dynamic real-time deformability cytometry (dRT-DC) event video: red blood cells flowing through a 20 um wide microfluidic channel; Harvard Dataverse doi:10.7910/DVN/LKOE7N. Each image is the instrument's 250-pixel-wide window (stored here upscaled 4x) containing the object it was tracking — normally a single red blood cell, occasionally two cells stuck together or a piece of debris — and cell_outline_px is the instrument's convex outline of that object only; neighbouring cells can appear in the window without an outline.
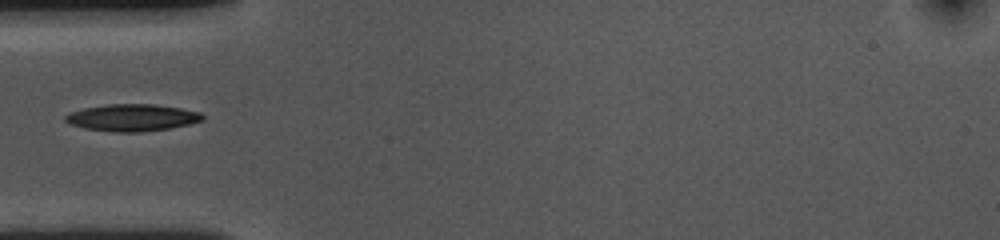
{"species": "common noctule bat (a hibernating species)", "species_latin": "Nyctalus noctula", "temperature_condition": "cold", "stored_images_in_passage": 39, "camera_frame_rate_fps": 3000, "um_per_image_px": 0.085, "animal": {"sex": "female", "body_mass_g": 10.0, "forearm_length_mm": 53.1}, "frame": {"image": 1, "passage_image": 1, "time_ms": 0.0, "image_size_px": [1000, 240], "cell_outline_px": [[204, 120], [188, 124], [168, 128], [140, 132], [116, 132], [84, 128], [68, 124], [64, 120], [64, 116], [72, 112], [84, 108], [108, 104], [156, 104], [180, 108], [200, 112], [204, 116]], "centroid_in_image_um": [11.22, 9.99], "position_along_channel_um": 73.8, "area_um2": 21.5}}
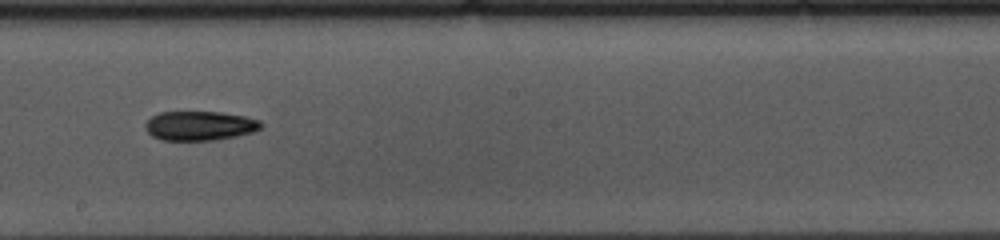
{"frame": {"image": 2, "passage_image": 14, "time_ms": 4.333, "image_size_px": [1000, 240], "cell_outline_px": [[264, 124], [260, 128], [252, 132], [236, 136], [216, 140], [160, 140], [152, 136], [144, 128], [144, 124], [152, 116], [160, 112], [220, 112], [244, 116], [260, 120]], "centroid_in_image_um": [16.97, 10.69], "position_along_channel_um": 231.2, "area_um2": 19.83}}
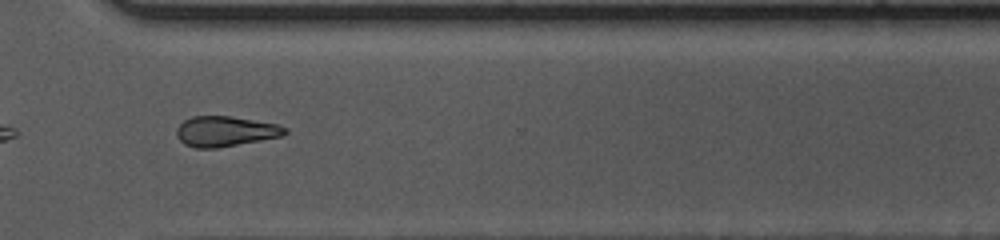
{"frame": {"image": 3, "passage_image": 24, "time_ms": 7.667, "image_size_px": [1000, 240], "cell_outline_px": [[288, 132], [284, 136], [216, 148], [196, 148], [184, 144], [176, 136], [176, 128], [184, 120], [192, 116], [232, 116], [276, 124], [288, 128]], "centroid_in_image_um": [19.15, 11.16], "position_along_channel_um": 351.4, "area_um2": 19.19}}